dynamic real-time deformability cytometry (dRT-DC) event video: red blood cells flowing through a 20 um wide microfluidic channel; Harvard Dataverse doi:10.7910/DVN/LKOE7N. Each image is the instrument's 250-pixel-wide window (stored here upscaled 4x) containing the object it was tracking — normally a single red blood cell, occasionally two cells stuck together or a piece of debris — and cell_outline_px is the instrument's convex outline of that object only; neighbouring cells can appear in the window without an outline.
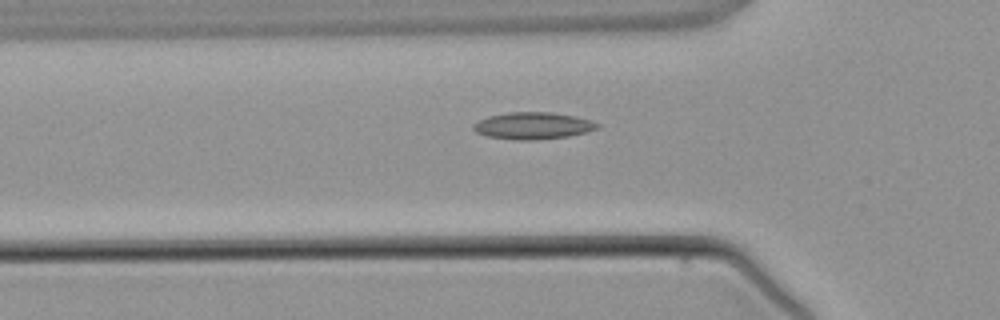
{"species": "common noctule bat (a hibernating species)", "species_latin": "Nyctalus noctula", "temperature_condition": "warm", "stored_images_in_passage": 4, "camera_frame_rate_fps": 3000, "um_per_image_px": 0.085, "animal": {"sex": "male", "body_mass_g": 21.5, "forearm_length_mm": 52.0}, "frame": {"image": 1, "passage_image": 4, "time_ms": 3.667, "image_size_px": [1000, 320], "cell_outline_px": [[600, 128], [588, 132], [568, 136], [536, 140], [516, 140], [484, 136], [476, 132], [472, 128], [472, 124], [488, 116], [508, 112], [552, 112], [576, 116], [592, 120], [600, 124]], "centroid_in_image_um": [45.32, 10.69], "position_along_channel_um": 80.5, "area_um2": 19.77}}